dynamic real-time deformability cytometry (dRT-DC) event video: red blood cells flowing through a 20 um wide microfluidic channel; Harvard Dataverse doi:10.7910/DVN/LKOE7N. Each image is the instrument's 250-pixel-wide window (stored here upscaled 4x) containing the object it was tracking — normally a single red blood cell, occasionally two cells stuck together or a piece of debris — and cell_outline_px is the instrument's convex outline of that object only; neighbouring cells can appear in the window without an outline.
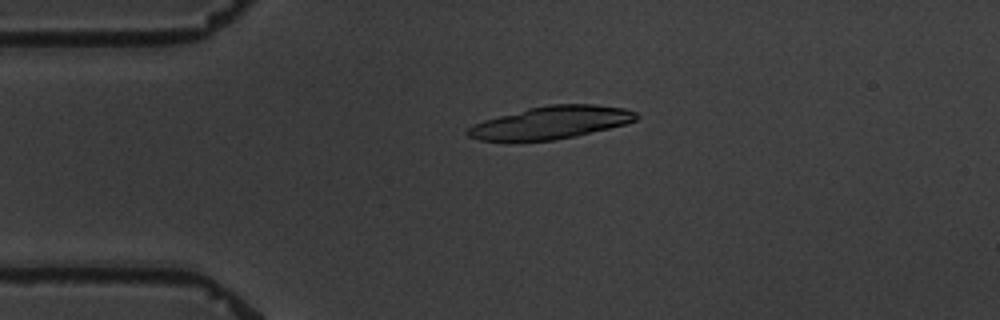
{"species": "common noctule bat (a hibernating species)", "species_latin": "Nyctalus noctula", "temperature_condition": "warm", "stored_images_in_passage": 3, "camera_frame_rate_fps": 3000, "um_per_image_px": 0.085, "animal": {"sex": "male", "body_mass_g": 19.5, "forearm_length_mm": 54.6}, "frame": {"image": 1, "passage_image": 1, "time_ms": 0.0, "image_size_px": [1000, 320], "cell_outline_px": [[640, 116], [636, 120], [624, 124], [576, 136], [556, 140], [480, 140], [468, 136], [464, 132], [472, 124], [484, 120], [528, 108], [548, 104], [596, 104], [624, 108], [636, 112]], "centroid_in_image_um": [46.84, 10.4], "position_along_channel_um": 38.2, "area_um2": 31.85}}